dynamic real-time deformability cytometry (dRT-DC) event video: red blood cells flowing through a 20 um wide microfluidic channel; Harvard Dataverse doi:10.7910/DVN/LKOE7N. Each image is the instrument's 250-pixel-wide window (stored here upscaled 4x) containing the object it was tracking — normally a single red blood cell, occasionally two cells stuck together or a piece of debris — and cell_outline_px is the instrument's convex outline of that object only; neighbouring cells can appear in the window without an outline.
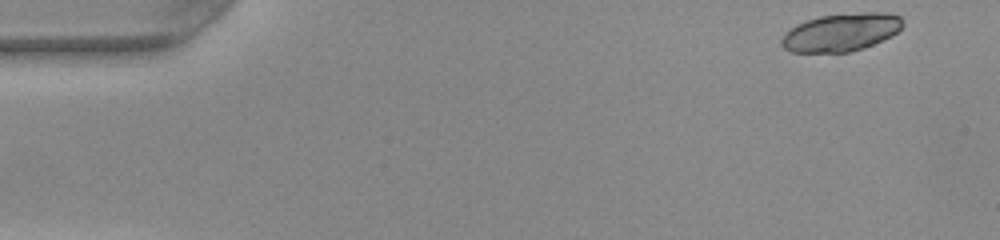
{"species": "common noctule bat (a hibernating species)", "species_latin": "Nyctalus noctula", "temperature_condition": "warm", "stored_images_in_passage": 48, "camera_frame_rate_fps": 3000, "um_per_image_px": 0.085, "animal": {"sex": "female", "body_mass_g": 22.0, "forearm_length_mm": 56.7}, "frame": {"image": 1, "passage_image": 1, "time_ms": 0.0, "image_size_px": [1000, 240], "cell_outline_px": [[904, 24], [892, 36], [864, 48], [848, 52], [792, 52], [784, 48], [780, 44], [780, 40], [796, 24], [820, 16], [864, 12], [888, 12], [900, 16]], "centroid_in_image_um": [71.52, 2.74], "position_along_channel_um": 13.5, "area_um2": 26.65}}
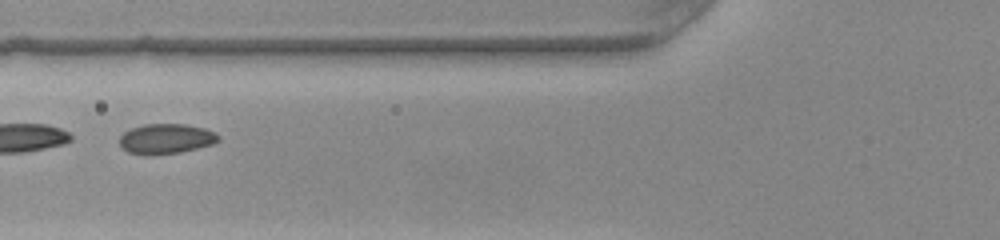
{"frame": {"image": 2, "passage_image": 18, "time_ms": 5.667, "image_size_px": [1000, 240], "cell_outline_px": [[220, 140], [212, 144], [180, 152], [144, 156], [128, 152], [120, 148], [120, 136], [124, 132], [132, 128], [144, 124], [184, 124], [204, 128], [216, 132], [220, 136]], "centroid_in_image_um": [14.09, 11.8], "position_along_channel_um": 111.7, "area_um2": 17.46}}
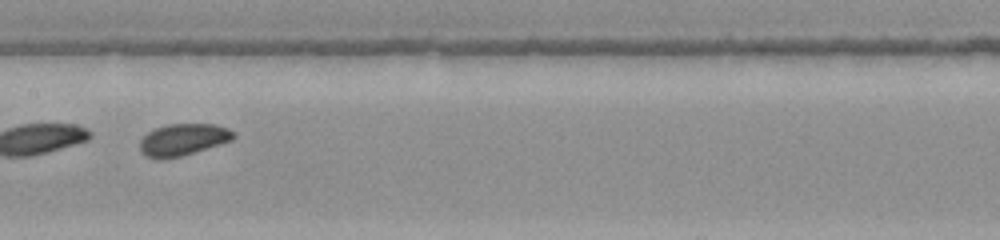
{"frame": {"image": 3, "passage_image": 24, "time_ms": 7.667, "image_size_px": [1000, 240], "cell_outline_px": [[236, 136], [232, 140], [180, 156], [148, 156], [140, 152], [140, 140], [148, 132], [156, 128], [168, 124], [216, 124], [228, 128], [236, 132]], "centroid_in_image_um": [15.62, 11.82], "position_along_channel_um": 191.8, "area_um2": 16.82}, "authors_computed_cell_mechanics": {"area_um2": 18.1203, "velocity_mm_per_s": 4.0146, "shape_relaxation_time_tau1_ms": 1.8029, "shape_relaxation_time_tau2_ms": 6.921, "deformation_change_tau1": 0.0437, "deformation_change_tau2": 0.0942}}